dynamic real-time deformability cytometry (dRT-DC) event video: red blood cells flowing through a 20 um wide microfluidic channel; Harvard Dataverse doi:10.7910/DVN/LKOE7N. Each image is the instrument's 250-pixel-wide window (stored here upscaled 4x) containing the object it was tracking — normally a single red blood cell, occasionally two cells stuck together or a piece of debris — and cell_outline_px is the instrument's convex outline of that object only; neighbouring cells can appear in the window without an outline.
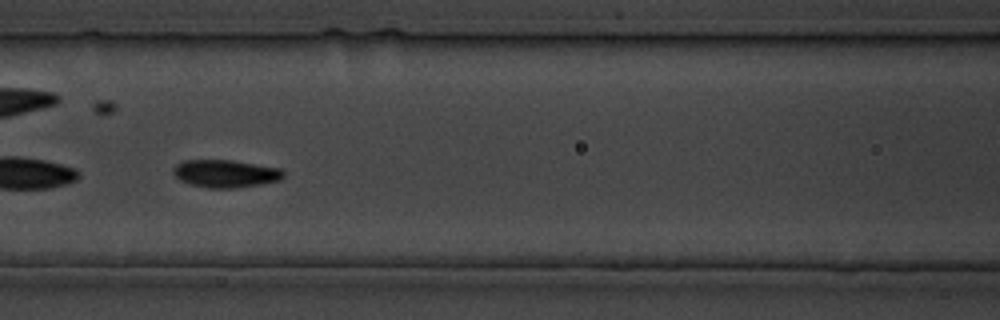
{"species": "common noctule bat (a hibernating species)", "species_latin": "Nyctalus noctula", "temperature_condition": "cold", "stored_images_in_passage": 9, "camera_frame_rate_fps": 3000, "um_per_image_px": 0.085, "animal": {"sex": "male", "body_mass_g": 19.5, "forearm_length_mm": 54.6}, "frame": {"image": 1, "passage_image": 7, "time_ms": 8.667, "image_size_px": [1000, 320], "cell_outline_px": [[284, 176], [280, 180], [260, 184], [232, 188], [208, 188], [192, 184], [180, 180], [172, 172], [172, 168], [176, 164], [184, 160], [232, 160], [280, 168], [284, 172]], "centroid_in_image_um": [19.15, 14.74], "position_along_channel_um": 147.4, "area_um2": 17.69}}